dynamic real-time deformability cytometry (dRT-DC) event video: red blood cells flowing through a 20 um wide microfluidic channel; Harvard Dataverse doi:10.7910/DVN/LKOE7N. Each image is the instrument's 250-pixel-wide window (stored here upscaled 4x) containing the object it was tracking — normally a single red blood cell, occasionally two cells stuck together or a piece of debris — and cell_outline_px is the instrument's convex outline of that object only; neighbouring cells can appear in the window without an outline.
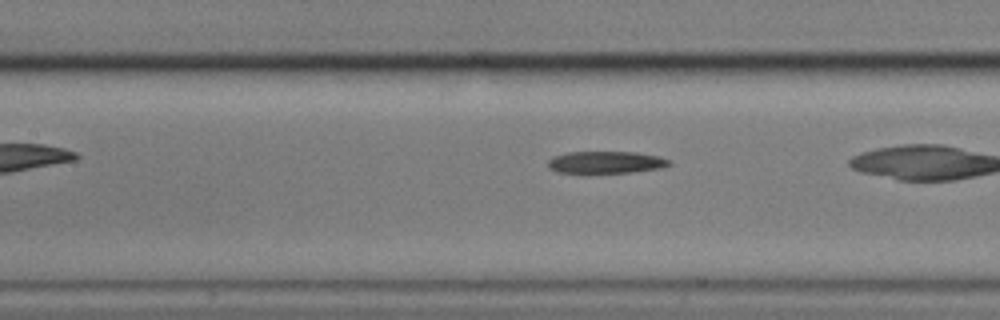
{"species": "common noctule bat (a hibernating species)", "species_latin": "Nyctalus noctula", "temperature_condition": "cold", "stored_images_in_passage": 27, "camera_frame_rate_fps": 3000, "um_per_image_px": 0.085, "animal": {"sex": "male", "body_mass_g": 17.9}, "frame": {"image": 1, "passage_image": 8, "time_ms": 2.333, "image_size_px": [1000, 320], "cell_outline_px": [[672, 164], [660, 168], [632, 172], [588, 176], [556, 172], [548, 168], [548, 160], [552, 156], [568, 152], [636, 152], [660, 156], [672, 160]], "centroid_in_image_um": [51.44, 13.84], "position_along_channel_um": 156.0, "area_um2": 16.7}}